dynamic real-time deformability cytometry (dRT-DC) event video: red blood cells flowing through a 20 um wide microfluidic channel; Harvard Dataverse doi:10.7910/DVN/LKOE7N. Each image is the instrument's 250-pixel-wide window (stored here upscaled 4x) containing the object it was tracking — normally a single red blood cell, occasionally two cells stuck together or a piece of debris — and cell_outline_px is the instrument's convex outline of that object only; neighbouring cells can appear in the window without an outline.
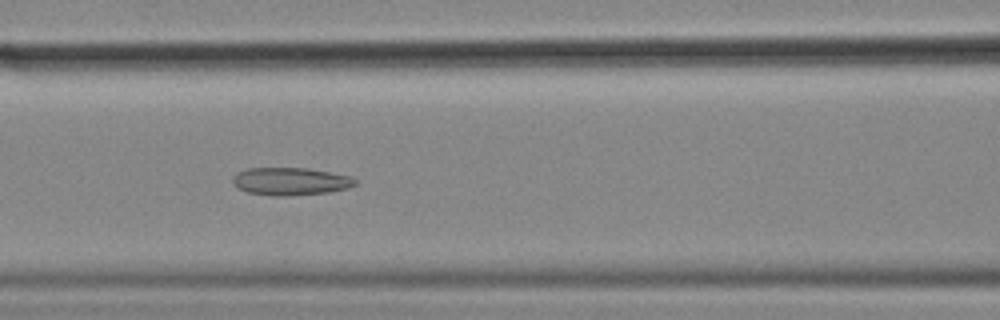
{"species": "common noctule bat (a hibernating species)", "species_latin": "Nyctalus noctula", "temperature_condition": "cold", "stored_images_in_passage": 55, "camera_frame_rate_fps": 3000, "um_per_image_px": 0.085, "animal": {"sex": "female", "body_mass_g": 18.4}, "frame": {"image": 1, "passage_image": 23, "time_ms": 7.333, "image_size_px": [1000, 320], "cell_outline_px": [[356, 184], [348, 188], [328, 192], [284, 196], [272, 196], [248, 192], [236, 188], [232, 184], [232, 176], [236, 172], [248, 168], [308, 168], [352, 176], [356, 180]], "centroid_in_image_um": [24.65, 15.41], "position_along_channel_um": 142.0, "area_um2": 19.94}}
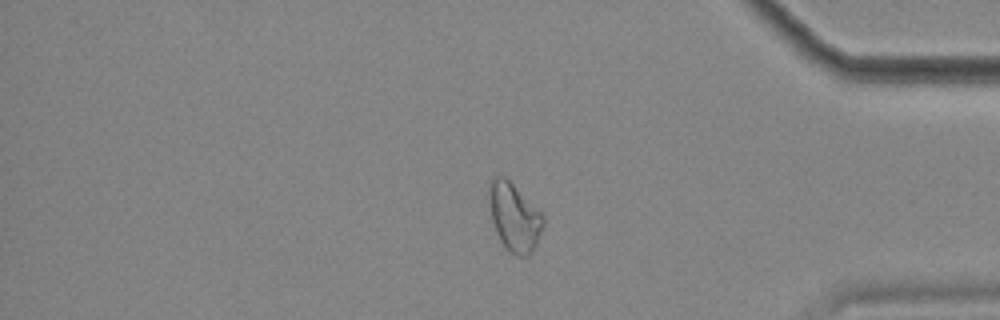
{"frame": {"image": 2, "passage_image": 46, "time_ms": 15.0, "image_size_px": [1000, 320], "cell_outline_px": [[544, 224], [536, 244], [532, 252], [528, 256], [516, 256], [500, 240], [496, 232], [492, 220], [488, 200], [488, 184], [492, 176], [504, 176], [544, 216]], "centroid_in_image_um": [43.68, 18.44], "position_along_channel_um": 391.5, "area_um2": 21.21}}
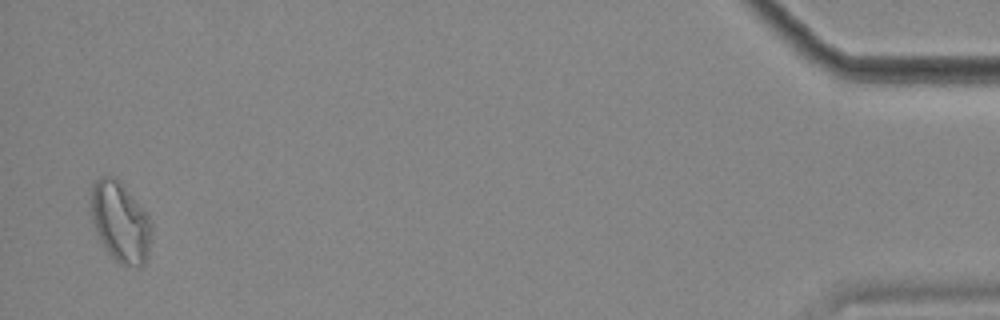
{"frame": {"image": 3, "passage_image": 54, "time_ms": 17.667, "image_size_px": [1000, 320], "cell_outline_px": [[152, 240], [148, 256], [144, 264], [140, 268], [136, 268], [120, 264], [104, 248], [92, 228], [88, 212], [92, 184], [100, 176], [116, 176], [120, 180], [148, 212], [152, 224]], "centroid_in_image_um": [10.21, 18.85], "position_along_channel_um": 425.0, "area_um2": 29.88}, "authors_computed_cell_mechanics": {"area_um2": 21.7328, "velocity_mm_per_s": 3.5662, "shape_relaxation_time_tau1_ms": null, "shape_relaxation_time_tau2_ms": 5.8393, "deformation_change_tau1": null, "deformation_change_tau2": 0.1347}}